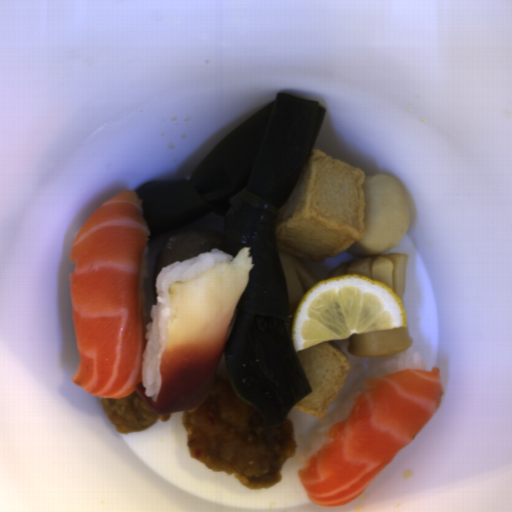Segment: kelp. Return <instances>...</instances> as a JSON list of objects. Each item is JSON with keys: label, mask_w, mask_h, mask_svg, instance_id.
I'll return each mask as SVG.
<instances>
[{"label": "kelp", "mask_w": 512, "mask_h": 512, "mask_svg": "<svg viewBox=\"0 0 512 512\" xmlns=\"http://www.w3.org/2000/svg\"><path fill=\"white\" fill-rule=\"evenodd\" d=\"M326 111L317 100L279 92L214 146L189 180L150 181L134 191L150 228L146 243L215 213L224 218L228 254L250 248L253 266L236 306L224 369L238 397L269 427L312 393L293 346L275 227Z\"/></svg>", "instance_id": "obj_1"}]
</instances>
